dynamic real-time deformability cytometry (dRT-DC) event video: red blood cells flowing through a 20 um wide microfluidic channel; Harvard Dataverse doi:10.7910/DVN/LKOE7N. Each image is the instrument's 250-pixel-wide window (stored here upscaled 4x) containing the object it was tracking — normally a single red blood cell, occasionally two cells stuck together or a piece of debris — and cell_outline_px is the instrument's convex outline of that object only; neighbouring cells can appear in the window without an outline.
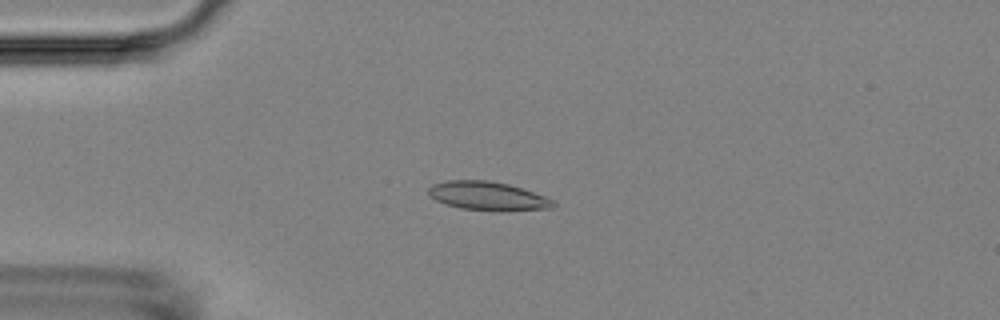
{"species": "Egyptian fruit bat (a non-hibernating species)", "species_latin": "Rousettus aegyptiacus", "temperature_condition": "room temperature", "stored_images_in_passage": 7, "camera_frame_rate_fps": 3000, "um_per_image_px": 0.085, "animal": {"sex": "female"}, "frame": {"image": 1, "passage_image": 3, "time_ms": 2.333, "image_size_px": [1000, 320], "cell_outline_px": [[556, 204], [552, 208], [504, 212], [500, 212], [460, 208], [444, 204], [436, 200], [428, 192], [428, 188], [432, 184], [448, 180], [488, 180], [508, 184], [556, 200]], "centroid_in_image_um": [41.48, 16.68], "position_along_channel_um": 43.5, "area_um2": 21.1}}
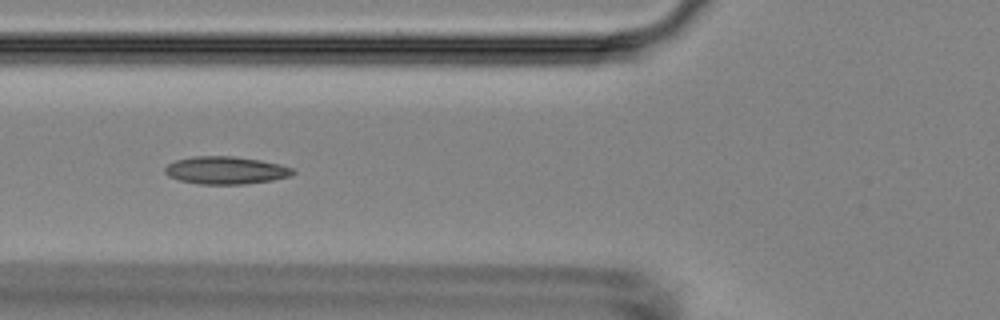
{"frame": {"image": 2, "passage_image": 5, "time_ms": 4.667, "image_size_px": [1000, 320], "cell_outline_px": [[296, 172], [288, 176], [272, 180], [244, 184], [200, 184], [180, 180], [168, 176], [164, 172], [164, 168], [168, 164], [176, 160], [192, 156], [232, 156], [260, 160], [280, 164], [292, 168]], "centroid_in_image_um": [19.17, 14.47], "position_along_channel_um": 106.6, "area_um2": 20.52}}
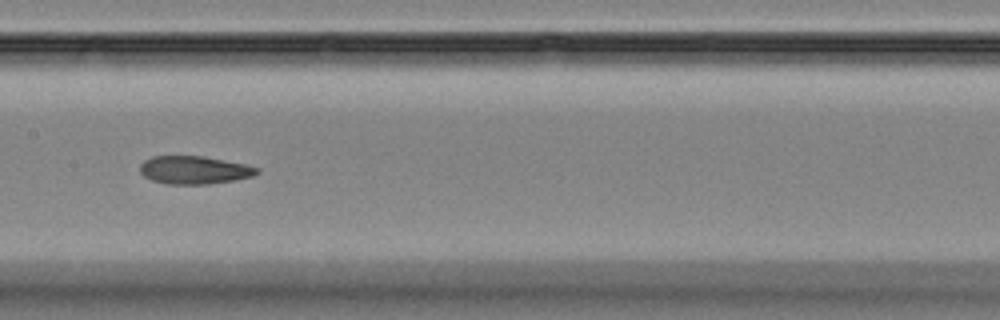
{"frame": {"image": 3, "passage_image": 7, "time_ms": 7.0, "image_size_px": [1000, 320], "cell_outline_px": [[260, 172], [252, 176], [236, 180], [208, 184], [168, 184], [152, 180], [144, 176], [140, 172], [140, 164], [144, 160], [152, 156], [204, 156], [244, 164], [260, 168]], "centroid_in_image_um": [16.51, 14.45], "position_along_channel_um": 190.9, "area_um2": 19.13}}